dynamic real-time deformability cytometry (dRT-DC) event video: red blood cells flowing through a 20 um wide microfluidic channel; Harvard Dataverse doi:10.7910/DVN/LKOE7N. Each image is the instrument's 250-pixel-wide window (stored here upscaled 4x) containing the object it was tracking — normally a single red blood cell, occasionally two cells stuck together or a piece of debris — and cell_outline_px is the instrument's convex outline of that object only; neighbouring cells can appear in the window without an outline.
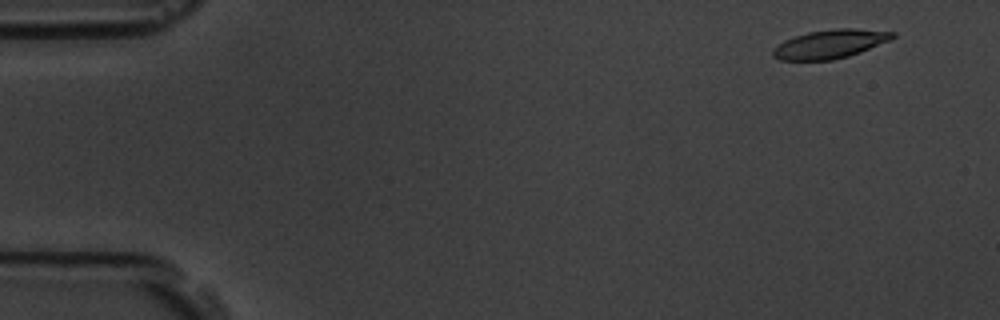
{"species": "common noctule bat (a hibernating species)", "species_latin": "Nyctalus noctula", "temperature_condition": "room temperature", "stored_images_in_passage": 53, "camera_frame_rate_fps": 3000, "um_per_image_px": 0.085, "animal": {"sex": "male", "body_mass_g": 19.5, "forearm_length_mm": 54.6}, "frame": {"image": 1, "passage_image": 1, "time_ms": 0.0, "image_size_px": [1000, 320], "cell_outline_px": [[896, 36], [892, 40], [860, 52], [848, 56], [832, 60], [780, 60], [772, 56], [772, 48], [784, 40], [808, 32], [832, 28], [856, 28], [896, 32]], "centroid_in_image_um": [70.57, 3.73], "position_along_channel_um": 14.4, "area_um2": 20.23}}
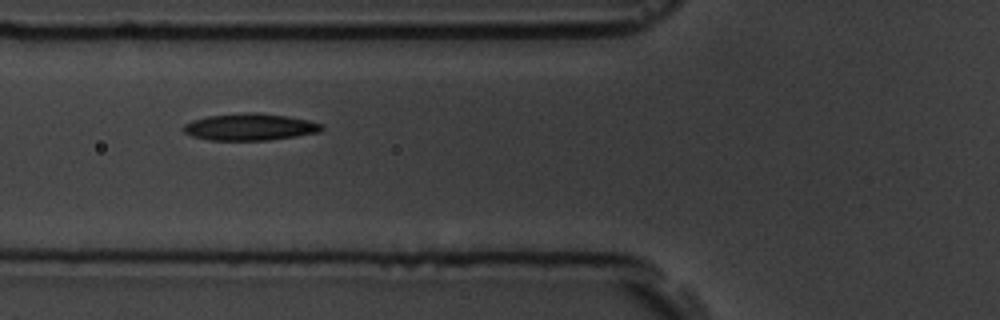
{"frame": {"image": 2, "passage_image": 18, "time_ms": 5.667, "image_size_px": [1000, 320], "cell_outline_px": [[324, 128], [320, 132], [296, 136], [268, 140], [208, 140], [192, 136], [184, 132], [180, 128], [184, 124], [192, 120], [208, 116], [244, 112], [256, 112], [288, 116], [308, 120], [324, 124]], "centroid_in_image_um": [21.24, 10.79], "position_along_channel_um": 104.6, "area_um2": 21.85}}
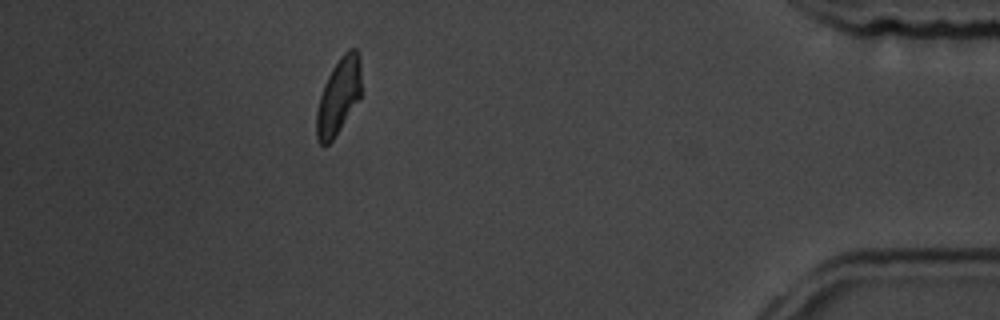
{"frame": {"image": 3, "passage_image": 47, "time_ms": 15.333, "image_size_px": [1000, 320], "cell_outline_px": [[360, 100], [332, 140], [328, 144], [320, 144], [316, 136], [316, 112], [320, 96], [324, 84], [332, 68], [340, 56], [348, 48], [356, 48], [360, 56]], "centroid_in_image_um": [28.78, 8.15], "position_along_channel_um": 406.4, "area_um2": 19.88}, "authors_computed_cell_mechanics": {"area_um2": 20.7502, "velocity_mm_per_s": 3.6468, "shape_relaxation_time_tau1_ms": 4.0812, "shape_relaxation_time_tau2_ms": 2.8704, "deformation_change_tau1": 0.1445, "deformation_change_tau2": 0.0998}}